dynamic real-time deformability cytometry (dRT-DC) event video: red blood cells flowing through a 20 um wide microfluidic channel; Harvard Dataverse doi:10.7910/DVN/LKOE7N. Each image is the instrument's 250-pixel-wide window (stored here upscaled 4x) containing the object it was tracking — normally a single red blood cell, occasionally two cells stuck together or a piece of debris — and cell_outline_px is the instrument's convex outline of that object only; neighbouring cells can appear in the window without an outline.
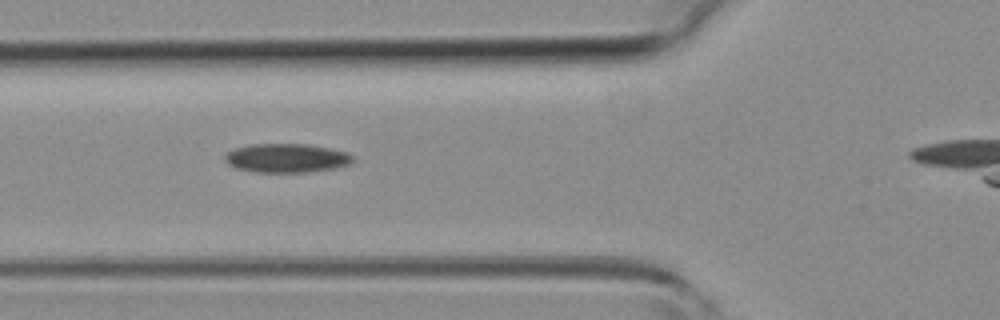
{"species": "common noctule bat (a hibernating species)", "species_latin": "Nyctalus noctula", "temperature_condition": "room temperature", "stored_images_in_passage": 2, "camera_frame_rate_fps": 3000, "um_per_image_px": 0.085, "animal": {"sex": "female", "body_mass_g": 19.3, "forearm_length_mm": 54.1}, "frame": {"image": 1, "passage_image": 2, "time_ms": 1.0, "image_size_px": [1000, 320], "cell_outline_px": [[356, 160], [352, 164], [336, 168], [304, 172], [256, 172], [236, 168], [228, 164], [224, 160], [224, 156], [232, 148], [252, 144], [308, 144], [348, 152]], "centroid_in_image_um": [24.37, 13.43], "position_along_channel_um": 101.4, "area_um2": 21.73}}